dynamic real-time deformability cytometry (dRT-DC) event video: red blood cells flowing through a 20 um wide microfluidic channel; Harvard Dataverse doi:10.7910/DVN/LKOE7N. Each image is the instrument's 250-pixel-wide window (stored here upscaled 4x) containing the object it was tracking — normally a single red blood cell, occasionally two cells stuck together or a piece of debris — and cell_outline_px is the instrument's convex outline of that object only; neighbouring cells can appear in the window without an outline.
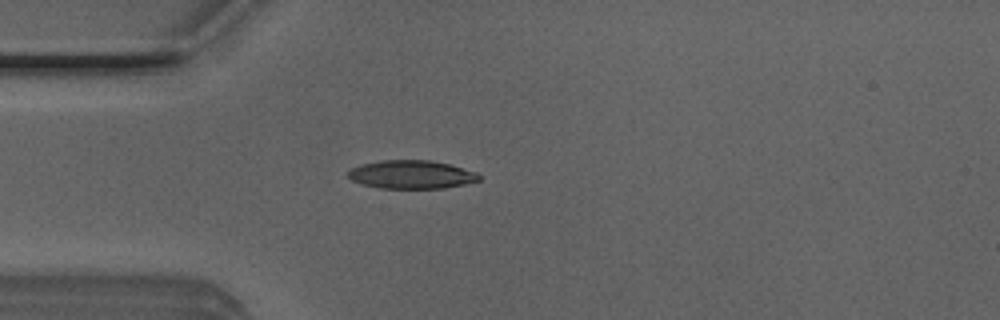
{"species": "Egyptian fruit bat (a non-hibernating species)", "species_latin": "Rousettus aegyptiacus", "temperature_condition": "room temperature", "stored_images_in_passage": 38, "camera_frame_rate_fps": 3000, "um_per_image_px": 0.085, "animal": {"sex": "male"}, "frame": {"image": 1, "passage_image": 1, "time_ms": 0.0, "image_size_px": [1000, 320], "cell_outline_px": [[480, 180], [464, 184], [444, 188], [380, 188], [360, 184], [352, 180], [348, 176], [348, 172], [352, 168], [360, 164], [380, 160], [428, 160], [448, 164], [476, 172], [480, 176]], "centroid_in_image_um": [34.94, 14.83], "position_along_channel_um": 50.1, "area_um2": 21.56}}
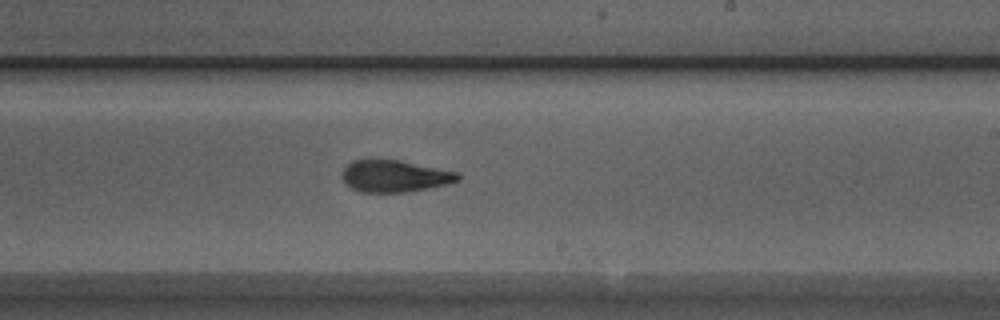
{"frame": {"image": 2, "passage_image": 17, "time_ms": 5.333, "image_size_px": [1000, 320], "cell_outline_px": [[460, 180], [444, 184], [408, 192], [360, 192], [352, 188], [340, 176], [344, 168], [352, 160], [372, 156], [376, 156], [400, 160], [460, 172]], "centroid_in_image_um": [33.5, 14.91], "position_along_channel_um": 255.5, "area_um2": 22.14}}
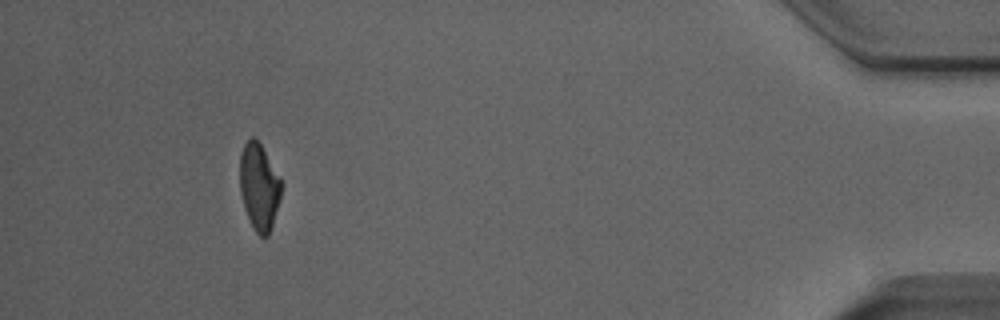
{"frame": {"image": 3, "passage_image": 34, "time_ms": 11.0, "image_size_px": [1000, 320], "cell_outline_px": [[284, 184], [272, 224], [268, 236], [260, 236], [256, 232], [244, 208], [240, 192], [240, 156], [244, 144], [252, 136], [260, 144], [280, 176]], "centroid_in_image_um": [22.03, 15.86], "position_along_channel_um": 413.2, "area_um2": 20.75}, "authors_computed_cell_mechanics": {"area_um2": 22.253, "velocity_mm_per_s": 4.0168, "shape_relaxation_time_tau1_ms": 4.7356, "shape_relaxation_time_tau2_ms": 1.7116, "deformation_change_tau1": 0.1676, "deformation_change_tau2": 0.0857}}